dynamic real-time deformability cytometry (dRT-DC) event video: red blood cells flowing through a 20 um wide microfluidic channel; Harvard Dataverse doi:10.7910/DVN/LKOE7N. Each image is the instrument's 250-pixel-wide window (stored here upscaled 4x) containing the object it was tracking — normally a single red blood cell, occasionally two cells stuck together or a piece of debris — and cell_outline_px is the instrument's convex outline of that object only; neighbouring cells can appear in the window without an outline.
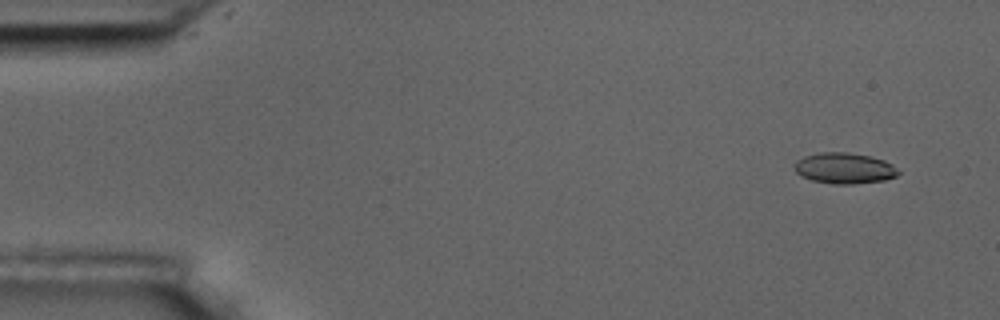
{"species": "common noctule bat (a hibernating species)", "species_latin": "Nyctalus noctula", "temperature_condition": "room temperature", "stored_images_in_passage": 5, "camera_frame_rate_fps": 3000, "um_per_image_px": 0.085, "animal": {"sex": "male", "body_mass_g": 17.5, "forearm_length_mm": 52.3}, "frame": {"image": 1, "passage_image": 1, "time_ms": 0.0, "image_size_px": [1000, 320], "cell_outline_px": [[900, 172], [896, 176], [884, 180], [852, 184], [832, 184], [812, 180], [800, 176], [796, 172], [796, 160], [804, 156], [820, 152], [848, 152], [872, 156], [884, 160], [892, 164]], "centroid_in_image_um": [71.78, 14.29], "position_along_channel_um": 13.2, "area_um2": 18.73}}
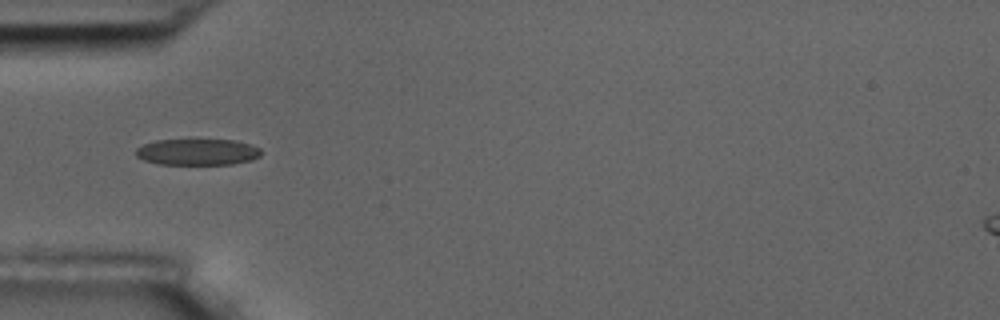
{"frame": {"image": 2, "passage_image": 5, "time_ms": 4.667, "image_size_px": [1000, 320], "cell_outline_px": [[260, 156], [252, 160], [232, 164], [160, 164], [144, 160], [136, 156], [136, 148], [144, 144], [156, 140], [232, 140], [248, 144], [260, 148]], "centroid_in_image_um": [16.77, 12.92], "position_along_channel_um": 68.2, "area_um2": 19.02}}